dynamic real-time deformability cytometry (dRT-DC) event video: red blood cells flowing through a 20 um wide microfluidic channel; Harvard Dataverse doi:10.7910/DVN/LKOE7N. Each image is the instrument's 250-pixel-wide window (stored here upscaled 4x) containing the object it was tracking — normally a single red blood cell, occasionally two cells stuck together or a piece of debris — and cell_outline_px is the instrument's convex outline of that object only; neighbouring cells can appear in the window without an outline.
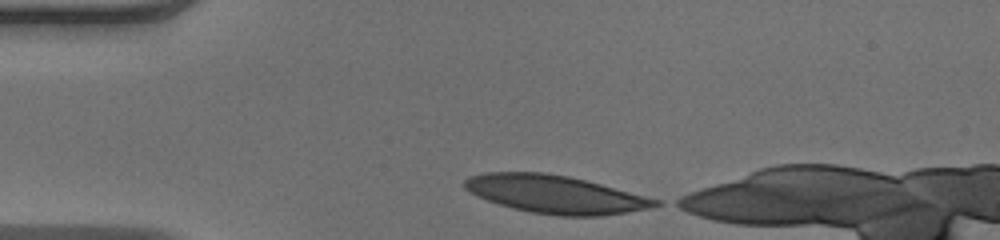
{"species": "human", "species_latin": "Homo sapiens", "temperature_condition": "warm", "stored_images_in_passage": 32, "camera_frame_rate_fps": 3000, "um_per_image_px": 0.085, "donor": {"sex": "male"}, "frame": {"image": 1, "passage_image": 1, "time_ms": 0.0, "image_size_px": [1000, 240], "cell_outline_px": [[664, 204], [652, 208], [628, 212], [600, 216], [560, 216], [532, 212], [512, 208], [488, 200], [464, 188], [464, 180], [468, 176], [484, 172], [544, 172], [568, 176], [664, 200]], "centroid_in_image_um": [47.27, 16.52], "position_along_channel_um": 37.7, "area_um2": 42.25}}
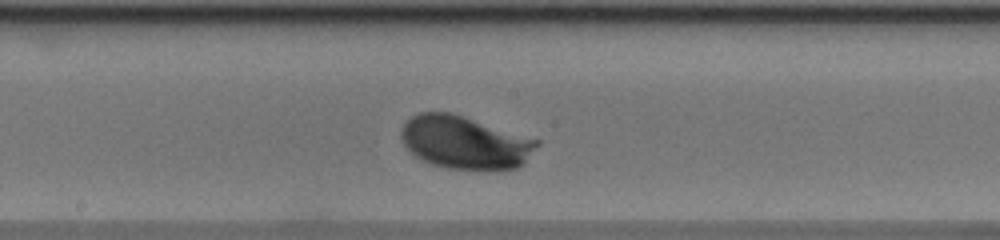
{"frame": {"image": 2, "passage_image": 18, "time_ms": 5.667, "image_size_px": [1000, 240], "cell_outline_px": [[540, 144], [524, 164], [516, 168], [496, 172], [488, 172], [444, 168], [420, 160], [404, 144], [400, 136], [400, 132], [404, 124], [412, 116], [420, 112], [452, 112], [540, 140]], "centroid_in_image_um": [39.56, 12.15], "position_along_channel_um": 208.6, "area_um2": 42.77}}
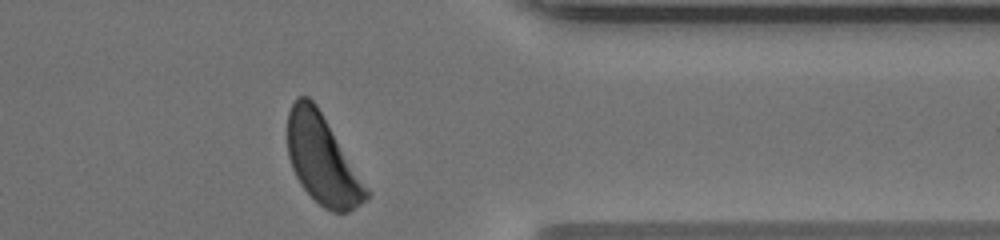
{"frame": {"image": 3, "passage_image": 32, "time_ms": 10.333, "image_size_px": [1000, 240], "cell_outline_px": [[372, 192], [360, 204], [348, 212], [332, 212], [324, 208], [300, 184], [292, 168], [288, 156], [288, 112], [296, 96], [308, 96], [316, 104]], "centroid_in_image_um": [27.41, 13.57], "position_along_channel_um": 384.0, "area_um2": 40.69}}